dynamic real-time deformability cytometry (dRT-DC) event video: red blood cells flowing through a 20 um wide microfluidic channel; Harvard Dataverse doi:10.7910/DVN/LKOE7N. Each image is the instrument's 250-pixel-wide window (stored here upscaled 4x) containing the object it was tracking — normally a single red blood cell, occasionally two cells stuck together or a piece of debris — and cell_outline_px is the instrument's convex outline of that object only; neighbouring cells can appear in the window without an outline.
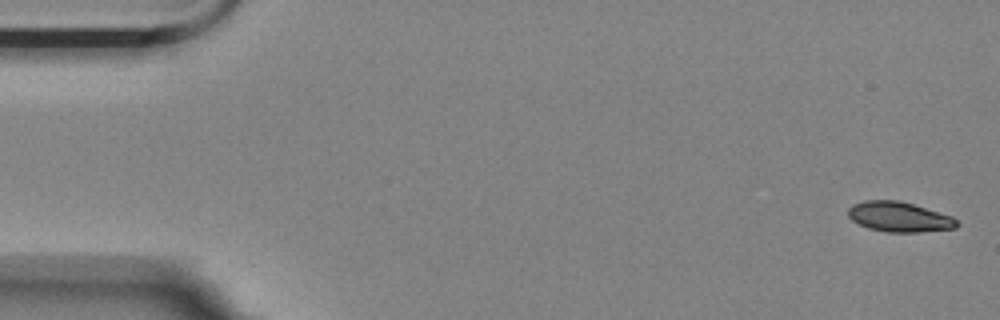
{"species": "Egyptian fruit bat (a non-hibernating species)", "species_latin": "Rousettus aegyptiacus", "temperature_condition": "room temperature", "stored_images_in_passage": 6, "camera_frame_rate_fps": 3000, "um_per_image_px": 0.085, "animal": {"sex": "female"}, "frame": {"image": 1, "passage_image": 1, "time_ms": 0.0, "image_size_px": [1000, 320], "cell_outline_px": [[960, 224], [956, 228], [920, 232], [888, 232], [868, 228], [852, 220], [848, 216], [848, 208], [852, 204], [864, 200], [896, 200], [912, 204], [952, 216]], "centroid_in_image_um": [76.42, 18.43], "position_along_channel_um": 8.6, "area_um2": 18.96}}